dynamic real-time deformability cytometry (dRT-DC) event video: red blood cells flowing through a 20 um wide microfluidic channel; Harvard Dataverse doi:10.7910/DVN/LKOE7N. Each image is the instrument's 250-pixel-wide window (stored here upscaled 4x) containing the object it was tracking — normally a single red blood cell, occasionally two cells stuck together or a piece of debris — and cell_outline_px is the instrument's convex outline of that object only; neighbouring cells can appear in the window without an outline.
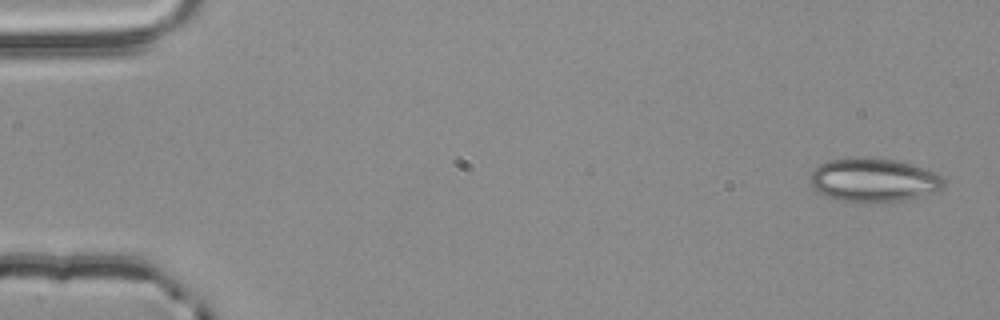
{"species": "common noctule bat (a hibernating species)", "species_latin": "Nyctalus noctula", "temperature_condition": "room temperature", "stored_images_in_passage": 4, "camera_frame_rate_fps": 3000, "um_per_image_px": 0.085, "animal": {"sex": "male", "body_mass_g": 20.4}, "frame": {"image": 1, "passage_image": 1, "time_ms": 0.0, "image_size_px": [1000, 320], "cell_outline_px": [[944, 188], [936, 192], [904, 200], [884, 204], [868, 204], [840, 200], [824, 196], [812, 188], [808, 176], [820, 164], [832, 160], [848, 156], [868, 156], [896, 160], [924, 168], [936, 172], [944, 180]], "centroid_in_image_um": [74.24, 15.32], "position_along_channel_um": 10.8, "area_um2": 35.08}}